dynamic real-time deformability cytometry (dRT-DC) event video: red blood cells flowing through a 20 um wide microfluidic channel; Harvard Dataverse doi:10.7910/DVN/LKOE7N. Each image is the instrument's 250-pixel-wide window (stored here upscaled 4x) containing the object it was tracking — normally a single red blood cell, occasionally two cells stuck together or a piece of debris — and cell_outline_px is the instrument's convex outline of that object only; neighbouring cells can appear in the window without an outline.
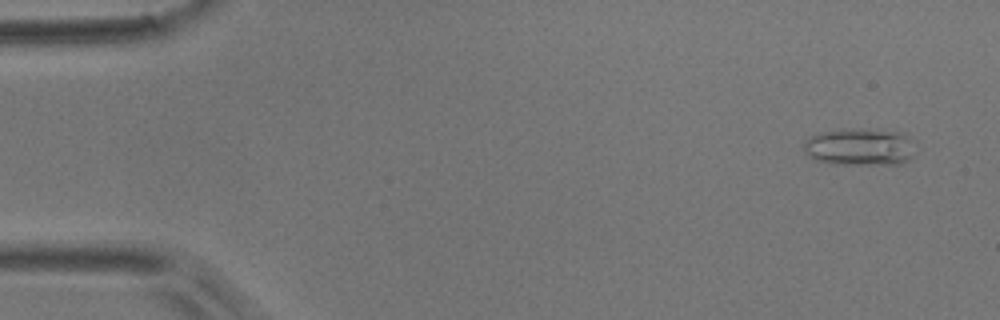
{"species": "common noctule bat (a hibernating species)", "species_latin": "Nyctalus noctula", "temperature_condition": "room temperature", "stored_images_in_passage": 5, "camera_frame_rate_fps": 3000, "um_per_image_px": 0.085, "animal": {"sex": "male", "body_mass_g": 17.9}, "frame": {"image": 1, "passage_image": 1, "time_ms": 0.0, "image_size_px": [1000, 320], "cell_outline_px": [[916, 140], [912, 156], [908, 160], [900, 164], [832, 164], [816, 160], [808, 156], [804, 152], [804, 140], [808, 136], [840, 128], [868, 128], [904, 132]], "centroid_in_image_um": [73.11, 12.46], "position_along_channel_um": 11.9, "area_um2": 25.09}}